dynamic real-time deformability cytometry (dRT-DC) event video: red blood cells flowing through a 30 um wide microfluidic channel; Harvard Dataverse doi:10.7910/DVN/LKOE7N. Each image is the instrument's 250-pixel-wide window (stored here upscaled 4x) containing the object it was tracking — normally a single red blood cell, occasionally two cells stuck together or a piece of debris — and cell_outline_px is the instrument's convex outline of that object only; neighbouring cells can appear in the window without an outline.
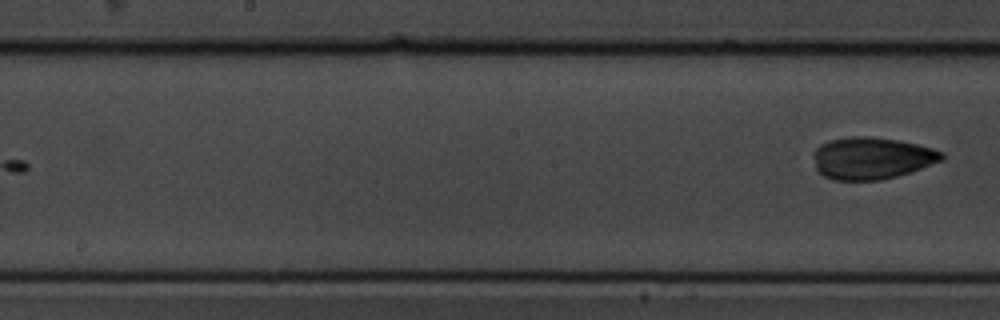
{"species": "common noctule bat (a hibernating species)", "species_latin": "Nyctalus noctula", "temperature_condition": "cold", "stored_images_in_passage": 5, "camera_frame_rate_fps": 3000, "um_per_image_px": 0.085, "animal": {"sex": "male", "body_mass_g": 19.5, "forearm_length_mm": 54.6}, "frame": {"image": 1, "passage_image": 5, "time_ms": 4.667, "image_size_px": [1000, 320], "cell_outline_px": [[944, 160], [896, 176], [880, 180], [832, 180], [824, 176], [816, 168], [816, 148], [820, 144], [832, 140], [852, 136], [868, 136], [896, 140], [916, 144], [932, 148], [944, 152]], "centroid_in_image_um": [74.12, 13.44], "position_along_channel_um": 174.1, "area_um2": 30.98}}